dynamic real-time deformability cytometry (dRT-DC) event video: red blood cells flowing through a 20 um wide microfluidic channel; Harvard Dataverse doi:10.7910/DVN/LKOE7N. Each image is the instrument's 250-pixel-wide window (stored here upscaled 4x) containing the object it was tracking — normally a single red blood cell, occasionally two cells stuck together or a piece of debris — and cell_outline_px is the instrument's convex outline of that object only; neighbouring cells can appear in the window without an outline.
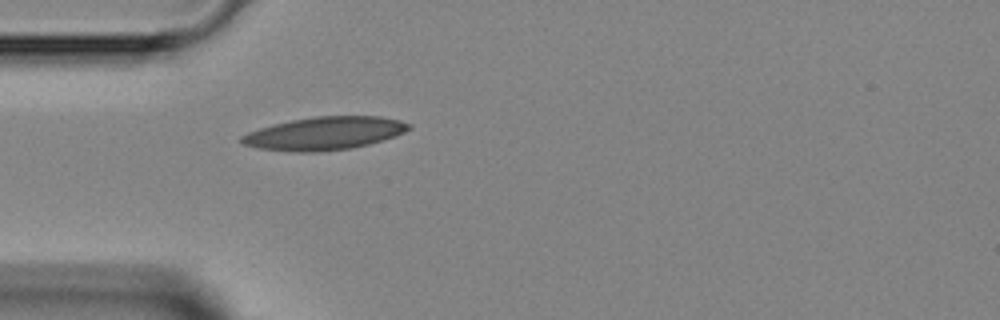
{"species": "Egyptian fruit bat (a non-hibernating species)", "species_latin": "Rousettus aegyptiacus", "temperature_condition": "room temperature", "stored_images_in_passage": 1, "camera_frame_rate_fps": 3000, "um_per_image_px": 0.085, "animal": {"sex": "female"}, "frame": {"image": 1, "passage_image": 1, "time_ms": 0.0, "image_size_px": [1000, 320], "cell_outline_px": [[412, 128], [396, 136], [368, 144], [352, 148], [316, 152], [296, 152], [260, 148], [244, 144], [240, 140], [240, 136], [248, 132], [272, 124], [292, 120], [316, 116], [380, 116], [400, 120], [412, 124]], "centroid_in_image_um": [27.61, 11.33], "position_along_channel_um": 57.4, "area_um2": 32.14}}